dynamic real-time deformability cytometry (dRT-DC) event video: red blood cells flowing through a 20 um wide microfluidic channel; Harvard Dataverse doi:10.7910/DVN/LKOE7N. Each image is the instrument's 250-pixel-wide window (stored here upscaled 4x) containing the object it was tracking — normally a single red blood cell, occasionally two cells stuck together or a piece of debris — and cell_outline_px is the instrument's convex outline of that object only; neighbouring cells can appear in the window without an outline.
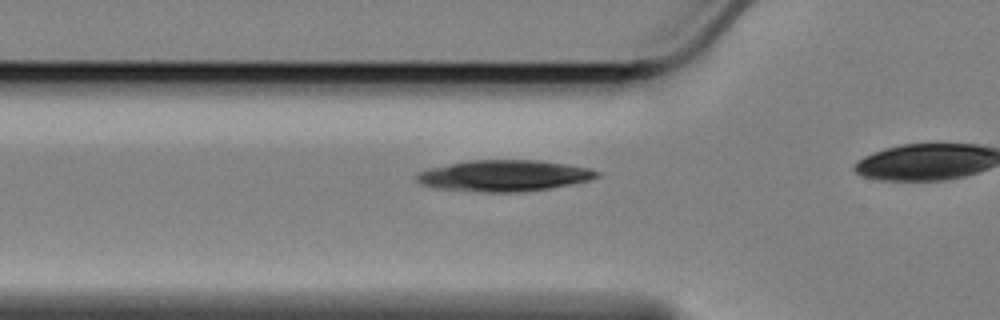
{"species": "Egyptian fruit bat (a non-hibernating species)", "species_latin": "Rousettus aegyptiacus", "temperature_condition": "cold", "stored_images_in_passage": 16, "camera_frame_rate_fps": 3000, "um_per_image_px": 0.085, "animal": {"sex": "female"}, "frame": {"image": 1, "passage_image": 10, "time_ms": 3.0, "image_size_px": [1000, 320], "cell_outline_px": [[600, 176], [588, 180], [572, 184], [552, 188], [524, 192], [480, 192], [436, 188], [420, 184], [416, 180], [416, 172], [428, 168], [472, 160], [540, 160], [588, 168], [600, 172]], "centroid_in_image_um": [42.82, 14.94], "position_along_channel_um": 83.0, "area_um2": 32.89}}
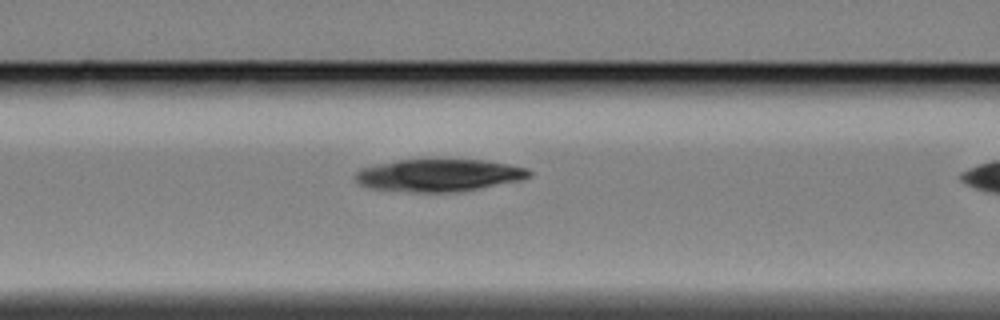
{"frame": {"image": 2, "passage_image": 14, "time_ms": 4.333, "image_size_px": [1000, 320], "cell_outline_px": [[532, 176], [520, 180], [456, 192], [416, 192], [368, 188], [360, 184], [352, 176], [360, 168], [400, 160], [484, 160], [508, 164], [528, 168], [532, 172]], "centroid_in_image_um": [37.3, 14.9], "position_along_channel_um": 129.3, "area_um2": 32.54}}